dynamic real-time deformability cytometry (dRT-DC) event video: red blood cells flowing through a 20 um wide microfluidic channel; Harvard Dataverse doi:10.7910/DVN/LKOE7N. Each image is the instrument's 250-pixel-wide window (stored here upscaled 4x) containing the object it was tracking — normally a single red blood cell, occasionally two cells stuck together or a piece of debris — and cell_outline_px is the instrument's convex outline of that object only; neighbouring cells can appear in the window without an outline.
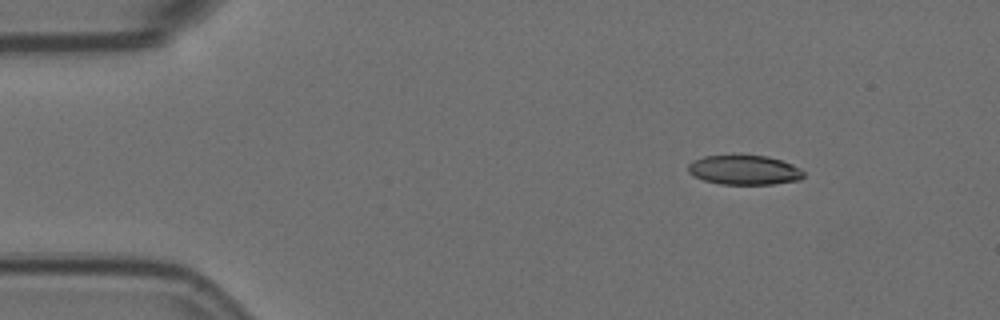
{"species": "Egyptian fruit bat (a non-hibernating species)", "species_latin": "Rousettus aegyptiacus", "temperature_condition": "room temperature", "stored_images_in_passage": 6, "camera_frame_rate_fps": 3000, "um_per_image_px": 0.085, "animal": {"sex": "female"}, "frame": {"image": 1, "passage_image": 3, "time_ms": 0.667, "image_size_px": [1000, 320], "cell_outline_px": [[804, 176], [800, 180], [772, 184], [720, 184], [704, 180], [692, 176], [688, 172], [688, 164], [692, 160], [704, 156], [768, 156], [792, 164], [800, 168], [804, 172]], "centroid_in_image_um": [63.25, 14.46], "position_along_channel_um": 21.8, "area_um2": 19.83}}
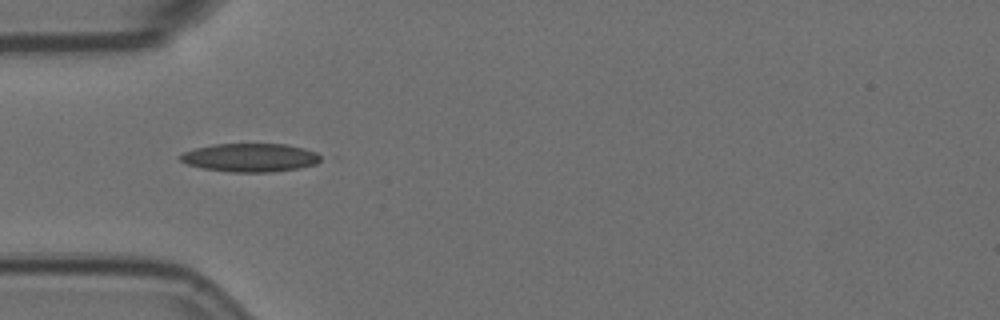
{"frame": {"image": 2, "passage_image": 6, "time_ms": 1.667, "image_size_px": [1000, 320], "cell_outline_px": [[324, 156], [316, 164], [300, 168], [272, 172], [232, 172], [204, 168], [188, 164], [180, 160], [176, 156], [184, 152], [196, 148], [216, 144], [284, 144], [304, 148], [316, 152]], "centroid_in_image_um": [21.3, 13.39], "position_along_channel_um": 63.7, "area_um2": 23.29}}